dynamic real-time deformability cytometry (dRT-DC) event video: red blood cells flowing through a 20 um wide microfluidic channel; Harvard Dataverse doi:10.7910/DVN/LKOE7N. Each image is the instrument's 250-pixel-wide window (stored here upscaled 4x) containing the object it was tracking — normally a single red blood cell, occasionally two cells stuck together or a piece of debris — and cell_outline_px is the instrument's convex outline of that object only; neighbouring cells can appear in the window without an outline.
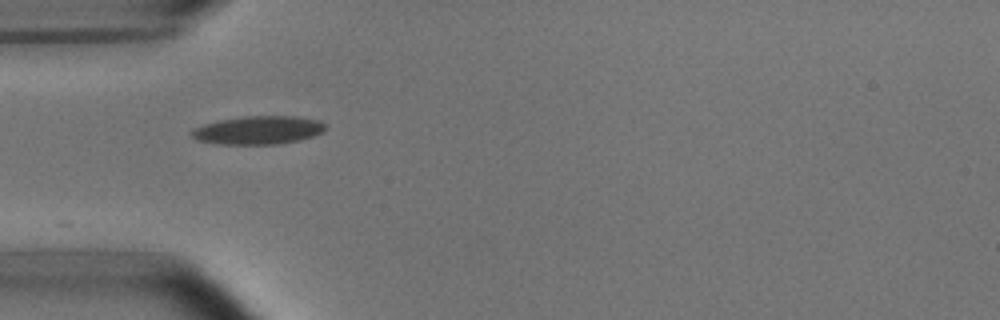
{"species": "common noctule bat (a hibernating species)", "species_latin": "Nyctalus noctula", "temperature_condition": "room temperature", "stored_images_in_passage": 9, "camera_frame_rate_fps": 3000, "um_per_image_px": 0.085, "animal": {"sex": "male", "body_mass_g": 15.6}, "frame": {"image": 1, "passage_image": 1, "time_ms": 0.0, "image_size_px": [1000, 320], "cell_outline_px": [[328, 124], [320, 132], [312, 136], [296, 140], [276, 144], [216, 144], [196, 140], [188, 132], [192, 128], [204, 124], [220, 120], [244, 116], [296, 116], [320, 120]], "centroid_in_image_um": [21.9, 11.05], "position_along_channel_um": 63.1, "area_um2": 22.08}}
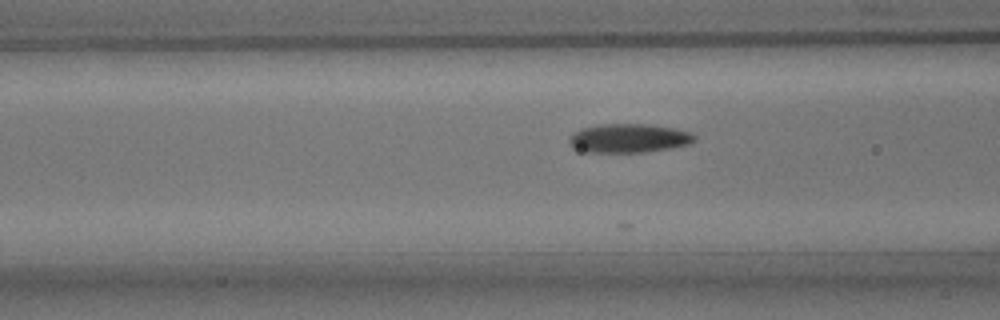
{"frame": {"image": 2, "passage_image": 5, "time_ms": 1.333, "image_size_px": [1000, 320], "cell_outline_px": [[696, 140], [688, 144], [672, 148], [644, 152], [584, 152], [572, 148], [568, 144], [568, 136], [572, 132], [580, 128], [596, 124], [652, 124], [676, 128], [688, 132], [696, 136]], "centroid_in_image_um": [53.38, 11.74], "position_along_channel_um": 113.2, "area_um2": 21.56}}
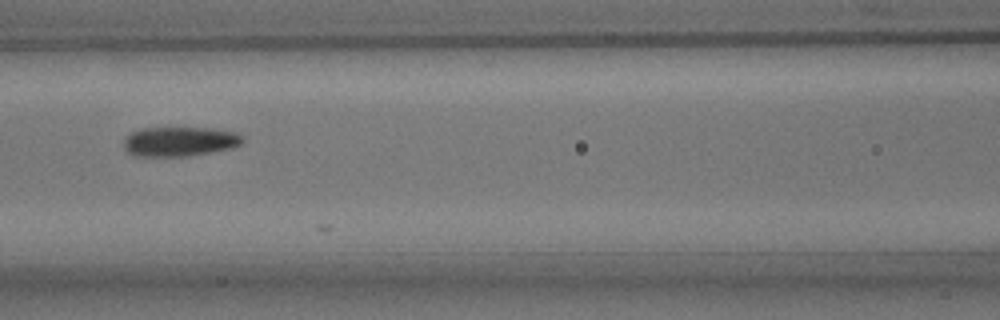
{"frame": {"image": 3, "passage_image": 8, "time_ms": 2.333, "image_size_px": [1000, 320], "cell_outline_px": [[244, 140], [240, 144], [232, 148], [188, 156], [132, 156], [124, 148], [124, 136], [140, 128], [212, 128], [236, 132], [244, 136]], "centroid_in_image_um": [15.26, 12.02], "position_along_channel_um": 151.3, "area_um2": 20.63}}